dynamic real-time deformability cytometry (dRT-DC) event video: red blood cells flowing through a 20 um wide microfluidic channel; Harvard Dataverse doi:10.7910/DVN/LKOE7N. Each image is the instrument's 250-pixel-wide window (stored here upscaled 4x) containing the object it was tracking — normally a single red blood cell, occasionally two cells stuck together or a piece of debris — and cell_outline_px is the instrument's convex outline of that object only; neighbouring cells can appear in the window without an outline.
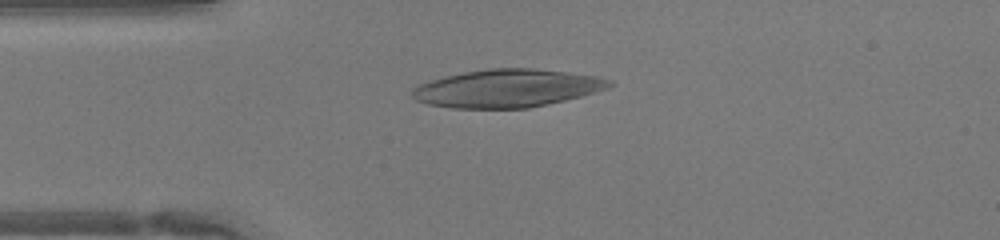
{"species": "human", "species_latin": "Homo sapiens", "temperature_condition": "warm", "stored_images_in_passage": 45, "camera_frame_rate_fps": 3000, "um_per_image_px": 0.085, "donor": {"sex": "female"}, "frame": {"image": 1, "passage_image": 10, "time_ms": 3.0, "image_size_px": [1000, 240], "cell_outline_px": [[616, 84], [608, 88], [580, 96], [564, 100], [528, 108], [452, 108], [428, 104], [416, 100], [412, 96], [412, 88], [420, 84], [444, 76], [464, 72], [488, 68], [532, 68], [568, 72], [596, 76], [612, 80]], "centroid_in_image_um": [43.11, 7.5], "position_along_channel_um": 41.9, "area_um2": 43.47}}
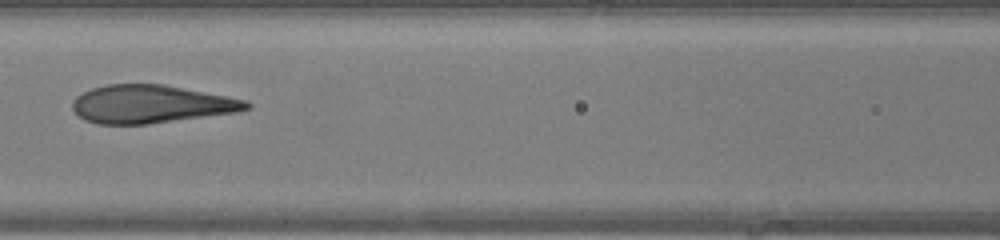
{"frame": {"image": 2, "passage_image": 19, "time_ms": 6.0, "image_size_px": [1000, 240], "cell_outline_px": [[252, 108], [236, 112], [148, 124], [96, 124], [84, 120], [72, 108], [72, 100], [76, 96], [92, 88], [108, 84], [164, 84], [228, 96], [248, 100], [252, 104]], "centroid_in_image_um": [12.85, 8.85], "position_along_channel_um": 153.7, "area_um2": 38.67}}
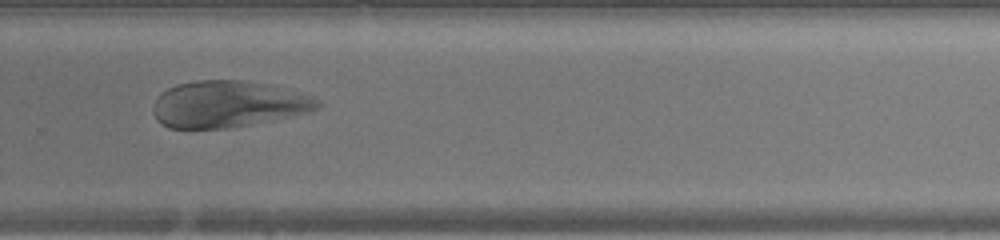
{"frame": {"image": 3, "passage_image": 30, "time_ms": 9.667, "image_size_px": [1000, 240], "cell_outline_px": [[324, 104], [320, 108], [312, 112], [272, 120], [228, 128], [168, 128], [156, 120], [152, 112], [152, 108], [160, 92], [176, 84], [196, 80], [244, 80], [268, 84], [300, 92], [312, 96], [320, 100]], "centroid_in_image_um": [19.41, 8.85], "position_along_channel_um": 310.4, "area_um2": 45.08}, "authors_computed_cell_mechanics": {"area_um2": 43.5234, "velocity_mm_per_s": 4.2818, "shape_relaxation_time_tau1_ms": 3.0934, "shape_relaxation_time_tau2_ms": 0.8993, "deformation_change_tau1": 0.1691, "deformation_change_tau2": 0.0925}}